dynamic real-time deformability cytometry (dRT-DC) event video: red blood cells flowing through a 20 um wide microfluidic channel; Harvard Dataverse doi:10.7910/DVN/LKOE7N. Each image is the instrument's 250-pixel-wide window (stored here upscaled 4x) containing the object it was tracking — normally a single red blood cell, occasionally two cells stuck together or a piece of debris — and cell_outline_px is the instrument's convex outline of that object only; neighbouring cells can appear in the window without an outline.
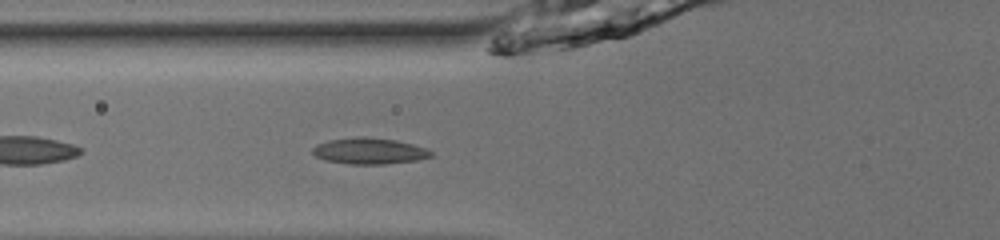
{"species": "common noctule bat (a hibernating species)", "species_latin": "Nyctalus noctula", "temperature_condition": "room temperature", "stored_images_in_passage": 33, "camera_frame_rate_fps": 3000, "um_per_image_px": 0.085, "animal": {"sex": "male", "body_mass_g": 13.0, "forearm_length_mm": 53.1}, "frame": {"image": 1, "passage_image": 3, "time_ms": 0.667, "image_size_px": [1000, 240], "cell_outline_px": [[432, 156], [416, 160], [384, 164], [348, 164], [324, 160], [316, 156], [312, 152], [312, 148], [316, 144], [328, 140], [360, 136], [364, 136], [396, 140], [428, 148], [432, 152]], "centroid_in_image_um": [31.37, 12.83], "position_along_channel_um": 94.4, "area_um2": 18.15}}
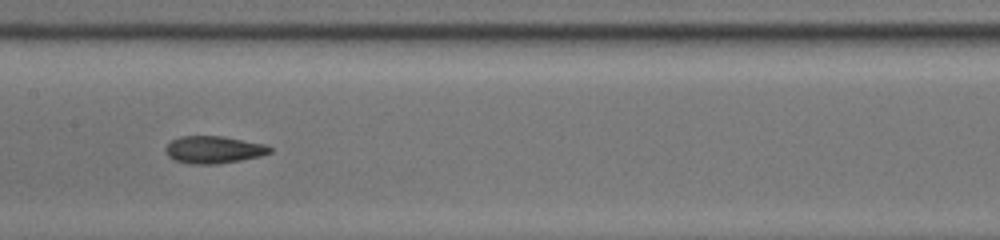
{"frame": {"image": 2, "passage_image": 10, "time_ms": 3.0, "image_size_px": [1000, 240], "cell_outline_px": [[272, 152], [260, 156], [240, 160], [216, 164], [192, 164], [176, 160], [168, 156], [164, 152], [164, 148], [172, 140], [180, 136], [224, 136], [264, 144], [272, 148]], "centroid_in_image_um": [18.15, 12.72], "position_along_channel_um": 189.3, "area_um2": 16.59}}
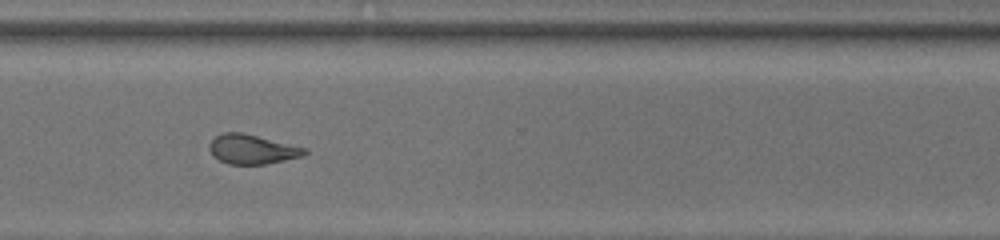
{"frame": {"image": 3, "passage_image": 22, "time_ms": 7.0, "image_size_px": [1000, 240], "cell_outline_px": [[308, 152], [304, 156], [268, 164], [228, 164], [212, 156], [208, 148], [208, 144], [216, 136], [224, 132], [240, 132], [308, 148]], "centroid_in_image_um": [21.44, 12.7], "position_along_channel_um": 349.2, "area_um2": 16.47}, "authors_computed_cell_mechanics": {"area_um2": 16.7042, "velocity_mm_per_s": 4.0176, "shape_relaxation_time_tau1_ms": 7.8944, "shape_relaxation_time_tau2_ms": 3.3996, "deformation_change_tau1": 0.1892, "deformation_change_tau2": 0.0938}}